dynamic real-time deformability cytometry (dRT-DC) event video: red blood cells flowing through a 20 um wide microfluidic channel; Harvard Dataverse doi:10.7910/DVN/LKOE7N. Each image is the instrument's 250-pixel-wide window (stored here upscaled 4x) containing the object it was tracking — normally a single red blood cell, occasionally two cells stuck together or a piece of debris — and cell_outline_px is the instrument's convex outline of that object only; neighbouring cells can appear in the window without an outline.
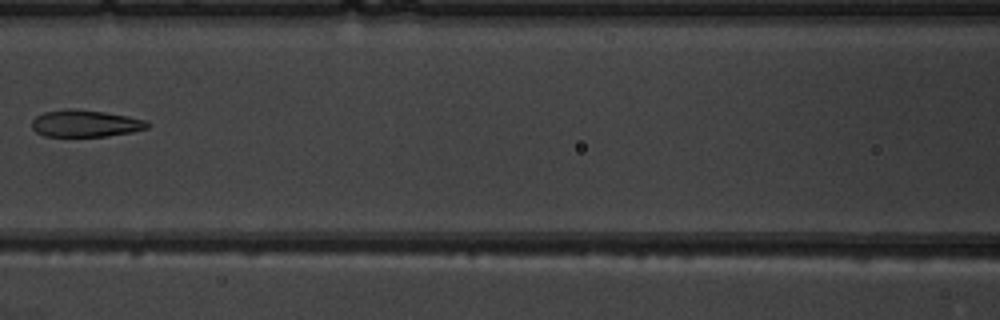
{"species": "common noctule bat (a hibernating species)", "species_latin": "Nyctalus noctula", "temperature_condition": "warm", "stored_images_in_passage": 6, "camera_frame_rate_fps": 3000, "um_per_image_px": 0.085, "animal": {"sex": "male", "body_mass_g": 19.5, "forearm_length_mm": 54.6}, "frame": {"image": 1, "passage_image": 6, "time_ms": 5.667, "image_size_px": [1000, 320], "cell_outline_px": [[148, 128], [132, 132], [108, 136], [44, 136], [36, 132], [32, 128], [32, 120], [36, 116], [44, 112], [64, 108], [76, 108], [104, 112], [128, 116], [148, 120]], "centroid_in_image_um": [7.25, 10.48], "position_along_channel_um": 159.4, "area_um2": 18.32}}